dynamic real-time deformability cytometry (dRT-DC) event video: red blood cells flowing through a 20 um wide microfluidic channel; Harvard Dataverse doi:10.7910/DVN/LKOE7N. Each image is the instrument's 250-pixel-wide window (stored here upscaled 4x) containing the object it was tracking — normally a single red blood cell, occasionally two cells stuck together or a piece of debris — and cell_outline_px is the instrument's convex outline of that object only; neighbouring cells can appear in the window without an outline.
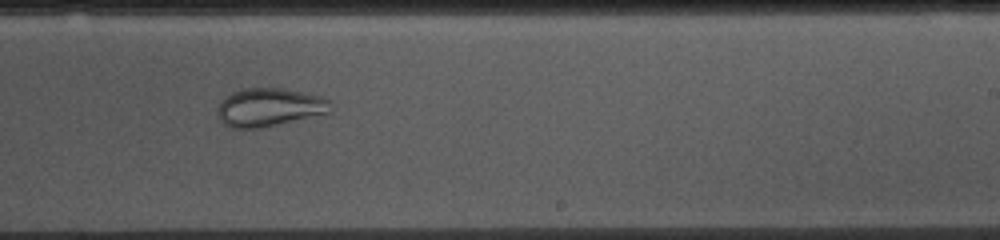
{"species": "common noctule bat (a hibernating species)", "species_latin": "Nyctalus noctula", "temperature_condition": "cold", "stored_images_in_passage": 53, "camera_frame_rate_fps": 3000, "um_per_image_px": 0.085, "animal": {"sex": "female", "body_mass_g": 10.0, "forearm_length_mm": 53.1}, "frame": {"image": 1, "passage_image": 31, "time_ms": 10.0, "image_size_px": [1000, 240], "cell_outline_px": [[332, 100], [328, 112], [260, 128], [228, 128], [220, 120], [216, 112], [220, 100], [224, 96], [232, 92], [244, 88], [280, 88], [320, 96]], "centroid_in_image_um": [22.8, 9.11], "position_along_channel_um": 266.2, "area_um2": 25.03}}